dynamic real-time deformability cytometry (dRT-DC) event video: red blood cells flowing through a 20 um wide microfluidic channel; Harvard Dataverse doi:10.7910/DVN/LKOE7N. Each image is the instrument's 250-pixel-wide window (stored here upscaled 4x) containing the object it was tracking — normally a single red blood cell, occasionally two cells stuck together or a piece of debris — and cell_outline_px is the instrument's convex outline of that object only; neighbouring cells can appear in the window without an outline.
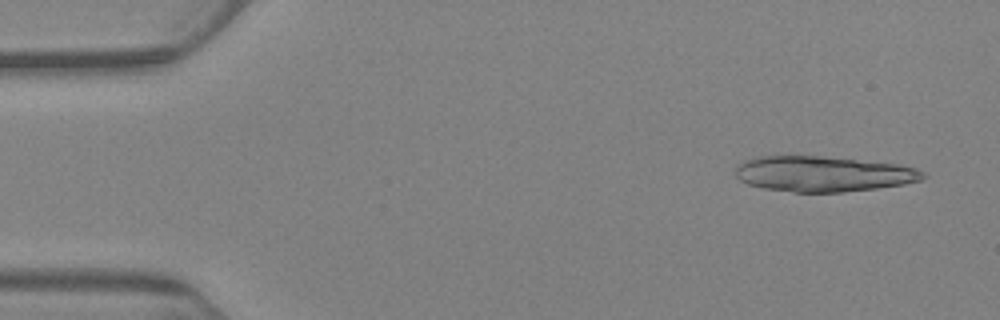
{"species": "Egyptian fruit bat (a non-hibernating species)", "species_latin": "Rousettus aegyptiacus", "temperature_condition": "warm", "stored_images_in_passage": 5, "camera_frame_rate_fps": 3000, "um_per_image_px": 0.085, "animal": {"sex": "female"}, "frame": {"image": 1, "passage_image": 2, "time_ms": 1.0, "image_size_px": [1000, 320], "cell_outline_px": [[928, 176], [924, 180], [904, 184], [876, 188], [844, 192], [792, 192], [764, 188], [748, 184], [740, 180], [736, 176], [736, 164], [744, 160], [756, 156], [820, 156], [900, 164], [916, 168], [924, 172]], "centroid_in_image_um": [69.99, 14.78], "position_along_channel_um": 15.0, "area_um2": 39.02}}